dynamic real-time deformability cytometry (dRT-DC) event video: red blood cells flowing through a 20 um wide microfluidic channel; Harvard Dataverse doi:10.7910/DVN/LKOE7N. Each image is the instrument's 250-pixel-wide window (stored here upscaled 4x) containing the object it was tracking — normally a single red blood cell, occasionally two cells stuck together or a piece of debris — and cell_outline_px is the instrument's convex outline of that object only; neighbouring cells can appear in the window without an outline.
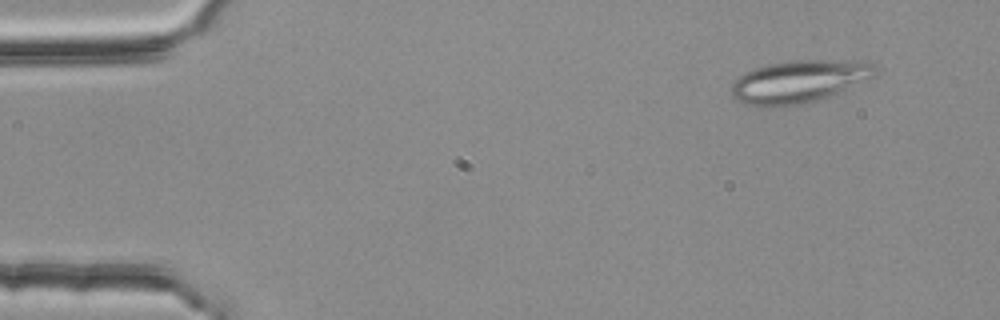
{"species": "common noctule bat (a hibernating species)", "species_latin": "Nyctalus noctula", "temperature_condition": "room temperature", "stored_images_in_passage": 55, "segment_of_instrument_passage": [1, 2], "camera_frame_rate_fps": 3000, "um_per_image_px": 0.085, "animal": {"sex": "female", "body_mass_g": 25.1}, "frame": {"image": 1, "passage_image": 5, "time_ms": 1.333, "image_size_px": [1000, 320], "cell_outline_px": [[876, 72], [868, 80], [824, 100], [784, 108], [756, 108], [740, 104], [732, 96], [732, 84], [740, 76], [756, 68], [768, 64], [792, 60], [860, 60], [876, 64]], "centroid_in_image_um": [67.93, 6.98], "position_along_channel_um": 17.1, "area_um2": 36.88}}